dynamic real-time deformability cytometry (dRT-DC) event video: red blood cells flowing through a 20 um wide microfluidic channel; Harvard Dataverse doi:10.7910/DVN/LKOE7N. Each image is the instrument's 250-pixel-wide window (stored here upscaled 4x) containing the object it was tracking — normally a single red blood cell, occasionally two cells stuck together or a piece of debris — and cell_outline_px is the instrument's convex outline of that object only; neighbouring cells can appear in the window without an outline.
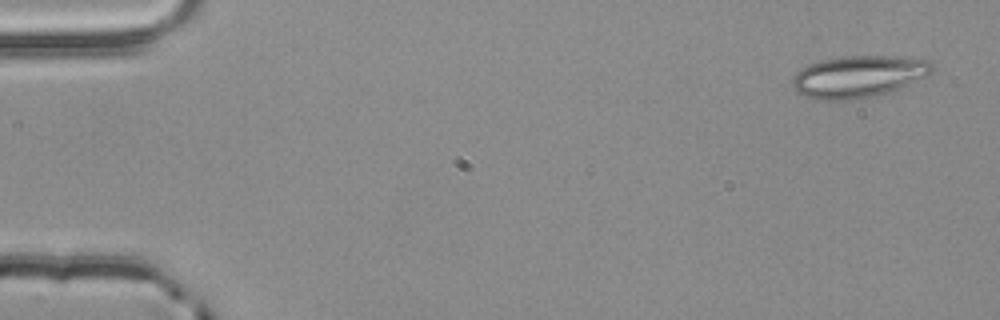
{"species": "common noctule bat (a hibernating species)", "species_latin": "Nyctalus noctula", "temperature_condition": "room temperature", "stored_images_in_passage": 3, "camera_frame_rate_fps": 3000, "um_per_image_px": 0.085, "animal": {"sex": "male", "body_mass_g": 20.4}, "frame": {"image": 1, "passage_image": 1, "time_ms": 0.0, "image_size_px": [1000, 320], "cell_outline_px": [[936, 68], [928, 76], [888, 92], [868, 96], [844, 100], [816, 100], [804, 96], [796, 92], [792, 88], [792, 76], [800, 68], [808, 64], [820, 60], [848, 56], [904, 56], [932, 60]], "centroid_in_image_um": [72.97, 6.48], "position_along_channel_um": 12.0, "area_um2": 34.45}}